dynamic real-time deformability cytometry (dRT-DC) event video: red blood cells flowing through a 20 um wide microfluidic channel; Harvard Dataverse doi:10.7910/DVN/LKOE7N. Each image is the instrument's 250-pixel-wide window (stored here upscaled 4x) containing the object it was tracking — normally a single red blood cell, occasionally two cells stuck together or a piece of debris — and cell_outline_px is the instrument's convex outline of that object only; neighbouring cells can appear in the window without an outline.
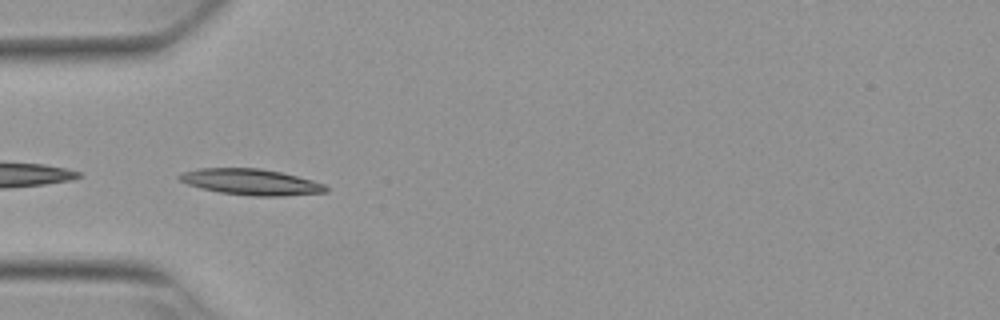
{"species": "Egyptian fruit bat (a non-hibernating species)", "species_latin": "Rousettus aegyptiacus", "temperature_condition": "warm", "stored_images_in_passage": 14, "camera_frame_rate_fps": 3000, "um_per_image_px": 0.085, "animal": {"sex": "female"}, "frame": {"image": 1, "passage_image": 1, "time_ms": 0.0, "image_size_px": [1000, 320], "cell_outline_px": [[328, 192], [280, 196], [252, 196], [220, 192], [200, 188], [188, 184], [180, 180], [176, 176], [184, 172], [196, 168], [260, 168], [280, 172], [312, 180], [324, 184], [328, 188]], "centroid_in_image_um": [21.32, 15.46], "position_along_channel_um": 63.7, "area_um2": 22.14}}
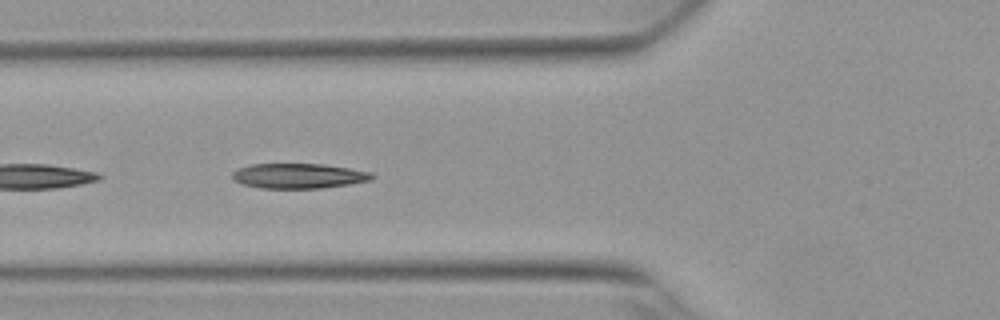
{"frame": {"image": 2, "passage_image": 4, "time_ms": 1.0, "image_size_px": [1000, 320], "cell_outline_px": [[376, 176], [372, 180], [348, 184], [320, 188], [260, 188], [240, 184], [232, 180], [232, 172], [236, 168], [252, 164], [324, 164], [372, 172]], "centroid_in_image_um": [25.35, 14.95], "position_along_channel_um": 100.5, "area_um2": 20.52}}
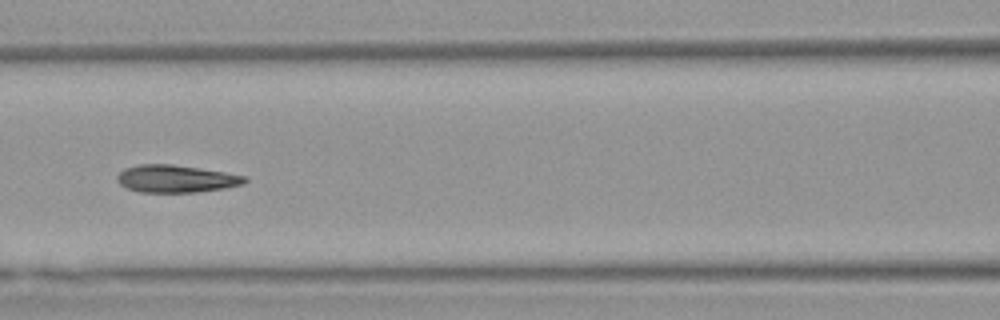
{"frame": {"image": 3, "passage_image": 8, "time_ms": 2.333, "image_size_px": [1000, 320], "cell_outline_px": [[248, 180], [244, 184], [224, 188], [196, 192], [140, 192], [128, 188], [120, 184], [116, 180], [116, 176], [124, 168], [140, 164], [172, 164], [224, 172], [248, 176]], "centroid_in_image_um": [14.96, 15.19], "position_along_channel_um": 151.6, "area_um2": 20.4}}